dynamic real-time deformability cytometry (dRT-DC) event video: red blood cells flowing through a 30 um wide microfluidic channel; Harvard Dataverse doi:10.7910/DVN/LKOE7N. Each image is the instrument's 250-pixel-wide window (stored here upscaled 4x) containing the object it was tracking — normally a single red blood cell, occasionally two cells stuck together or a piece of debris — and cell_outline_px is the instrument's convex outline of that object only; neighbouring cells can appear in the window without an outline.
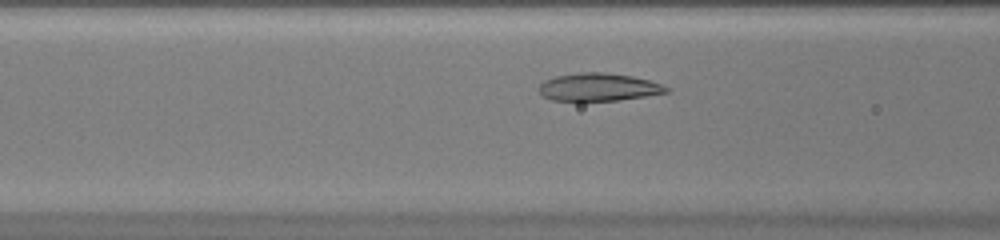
{"species": "common noctule bat (a hibernating species)", "species_latin": "Nyctalus noctula", "temperature_condition": "warm", "stored_images_in_passage": 39, "camera_frame_rate_fps": 3000, "um_per_image_px": 0.085, "animal": {"sex": "female", "body_mass_g": 20.0, "forearm_length_mm": 54.0}, "frame": {"image": 1, "passage_image": 11, "time_ms": 3.333, "image_size_px": [1000, 240], "cell_outline_px": [[668, 92], [620, 100], [580, 104], [576, 104], [552, 100], [544, 96], [536, 88], [544, 80], [556, 76], [580, 72], [604, 72], [632, 76], [648, 80], [660, 84], [668, 88]], "centroid_in_image_um": [50.77, 7.45], "position_along_channel_um": 115.8, "area_um2": 21.44}}
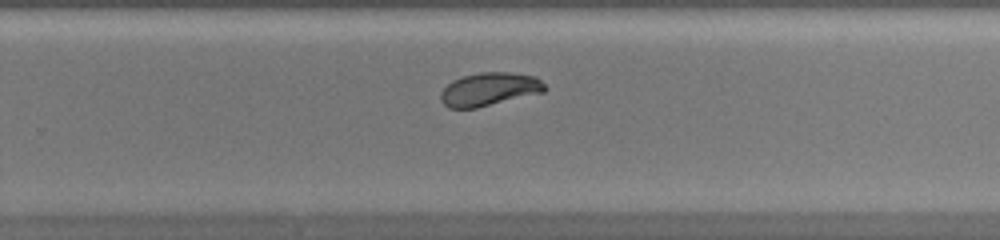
{"frame": {"image": 2, "passage_image": 24, "time_ms": 7.667, "image_size_px": [1000, 240], "cell_outline_px": [[548, 88], [544, 92], [476, 108], [448, 108], [440, 100], [440, 92], [452, 80], [464, 76], [480, 72], [508, 72], [536, 76]], "centroid_in_image_um": [41.59, 7.58], "position_along_channel_um": 288.2, "area_um2": 20.17}}
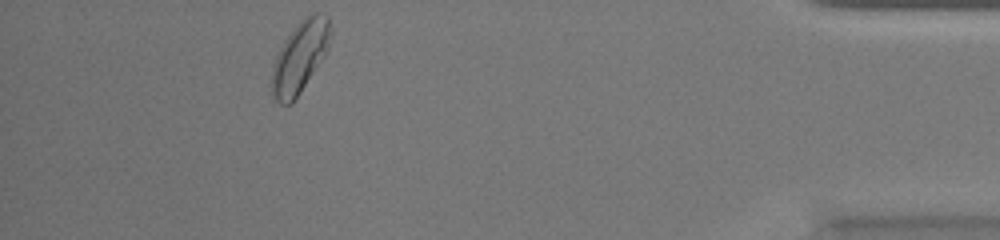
{"frame": {"image": 3, "passage_image": 37, "time_ms": 12.0, "image_size_px": [1000, 240], "cell_outline_px": [[332, 32], [328, 48], [324, 56], [292, 104], [280, 104], [272, 96], [272, 64], [284, 40], [300, 20], [304, 16], [312, 12], [320, 12], [328, 16], [332, 28]], "centroid_in_image_um": [25.51, 4.79], "position_along_channel_um": 409.7, "area_um2": 24.51}, "authors_computed_cell_mechanics": {"area_um2": 21.2126, "velocity_mm_per_s": 3.9898, "shape_relaxation_time_tau1_ms": 2.8587, "shape_relaxation_time_tau2_ms": 0.8654, "deformation_change_tau1": 0.128, "deformation_change_tau2": 0.0437}}